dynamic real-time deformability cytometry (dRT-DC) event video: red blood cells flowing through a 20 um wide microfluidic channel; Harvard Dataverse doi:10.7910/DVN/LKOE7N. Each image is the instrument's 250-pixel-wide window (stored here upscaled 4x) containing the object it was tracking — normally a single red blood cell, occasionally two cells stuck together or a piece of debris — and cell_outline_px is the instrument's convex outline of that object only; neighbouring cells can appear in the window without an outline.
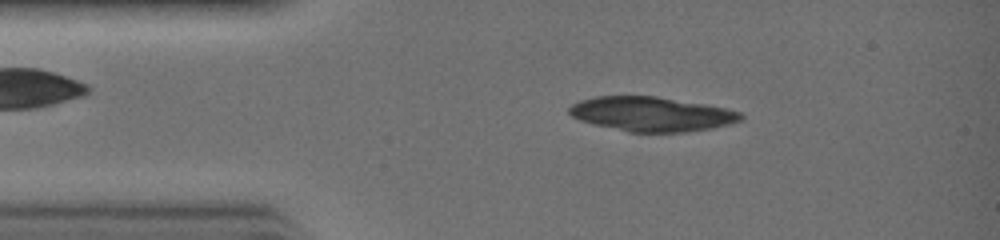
{"species": "common noctule bat (a hibernating species)", "species_latin": "Nyctalus noctula", "temperature_condition": "warm", "stored_images_in_passage": 6, "camera_frame_rate_fps": 3000, "um_per_image_px": 0.085, "animal": {"sex": "female", "body_mass_g": 19.0, "forearm_length_mm": 51.5}, "frame": {"image": 1, "passage_image": 3, "time_ms": 0.667, "image_size_px": [1000, 240], "cell_outline_px": [[744, 120], [732, 124], [712, 128], [684, 132], [628, 132], [592, 124], [580, 120], [572, 116], [568, 112], [568, 108], [572, 104], [580, 100], [596, 96], [656, 96], [704, 104], [724, 108], [740, 112], [744, 116]], "centroid_in_image_um": [55.39, 9.7], "position_along_channel_um": 29.6, "area_um2": 34.56}}